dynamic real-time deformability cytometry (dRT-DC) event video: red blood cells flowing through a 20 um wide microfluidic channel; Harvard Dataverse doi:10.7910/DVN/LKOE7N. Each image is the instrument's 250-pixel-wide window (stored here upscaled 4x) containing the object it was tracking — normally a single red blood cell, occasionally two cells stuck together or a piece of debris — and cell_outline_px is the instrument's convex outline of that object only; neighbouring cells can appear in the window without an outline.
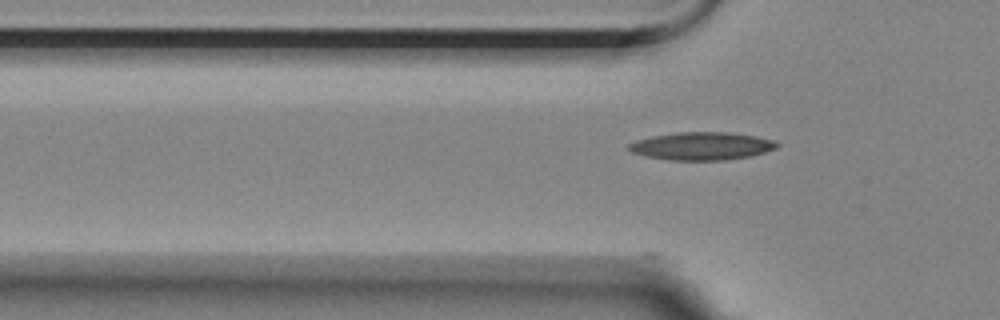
{"species": "Egyptian fruit bat (a non-hibernating species)", "species_latin": "Rousettus aegyptiacus", "temperature_condition": "room temperature", "stored_images_in_passage": 10, "camera_frame_rate_fps": 3000, "um_per_image_px": 0.085, "animal": {"sex": "female"}, "frame": {"image": 1, "passage_image": 4, "time_ms": 1.0, "image_size_px": [1000, 320], "cell_outline_px": [[780, 144], [776, 148], [752, 156], [724, 160], [668, 160], [648, 156], [632, 152], [628, 148], [628, 144], [636, 140], [652, 136], [676, 132], [728, 132], [756, 136], [772, 140]], "centroid_in_image_um": [59.65, 12.41], "position_along_channel_um": 66.1, "area_um2": 23.99}}
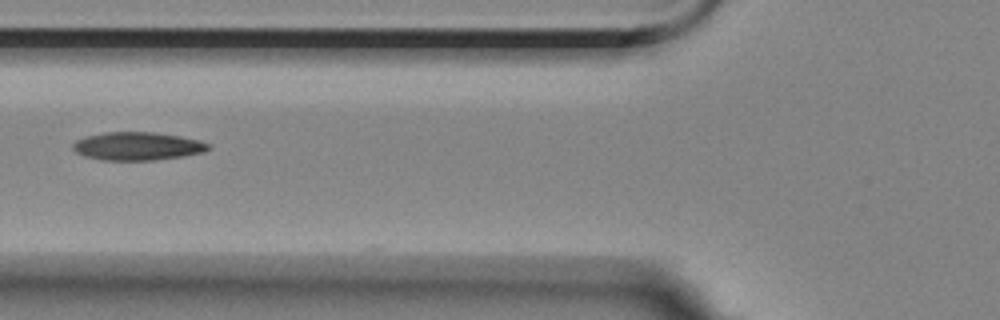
{"frame": {"image": 2, "passage_image": 8, "time_ms": 2.333, "image_size_px": [1000, 320], "cell_outline_px": [[212, 148], [204, 152], [184, 156], [156, 160], [100, 160], [84, 156], [76, 152], [72, 148], [72, 144], [76, 140], [84, 136], [104, 132], [152, 132], [180, 136], [200, 140], [208, 144]], "centroid_in_image_um": [11.67, 12.42], "position_along_channel_um": 114.1, "area_um2": 22.43}}